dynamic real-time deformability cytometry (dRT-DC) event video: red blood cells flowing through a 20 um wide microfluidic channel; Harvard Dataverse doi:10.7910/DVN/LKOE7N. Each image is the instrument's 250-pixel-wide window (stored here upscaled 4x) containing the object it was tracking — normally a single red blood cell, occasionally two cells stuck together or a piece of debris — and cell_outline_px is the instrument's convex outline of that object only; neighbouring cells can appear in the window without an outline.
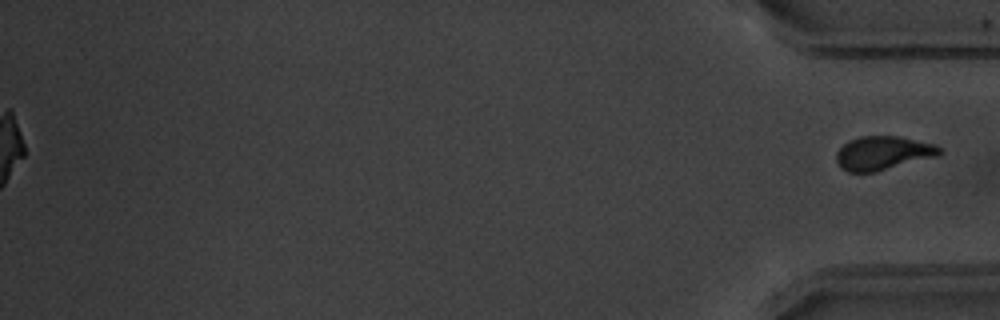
{"species": "common noctule bat (a hibernating species)", "species_latin": "Nyctalus noctula", "temperature_condition": "warm", "stored_images_in_passage": 39, "segment_of_instrument_passage": [2, 2], "camera_frame_rate_fps": 3000, "um_per_image_px": 0.085, "animal": {"sex": "male", "body_mass_g": 20.1, "forearm_length_mm": 53.5}, "frame": {"image": 1, "passage_image": 39, "time_ms": 12.667, "image_size_px": [1000, 320], "cell_outline_px": [[944, 152], [940, 156], [872, 172], [848, 172], [840, 168], [836, 160], [836, 152], [848, 140], [860, 136], [900, 136], [936, 144]], "centroid_in_image_um": [75.08, 13.0], "position_along_channel_um": 360.1, "area_um2": 20.52}}